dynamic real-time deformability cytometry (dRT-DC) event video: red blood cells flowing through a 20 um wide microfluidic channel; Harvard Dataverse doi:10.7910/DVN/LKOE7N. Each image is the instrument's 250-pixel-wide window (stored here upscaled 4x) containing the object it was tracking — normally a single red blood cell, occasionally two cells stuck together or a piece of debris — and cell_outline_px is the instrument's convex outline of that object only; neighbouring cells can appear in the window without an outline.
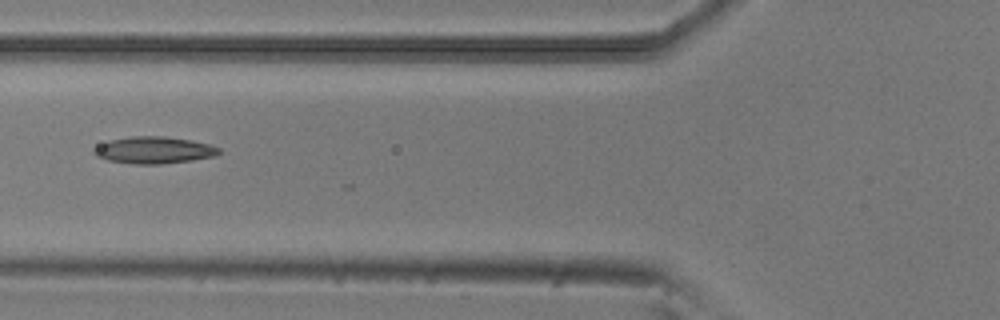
{"species": "common noctule bat (a hibernating species)", "species_latin": "Nyctalus noctula", "temperature_condition": "room temperature", "stored_images_in_passage": 3, "camera_frame_rate_fps": 3000, "um_per_image_px": 0.085, "animal": {"sex": "male", "body_mass_g": 20.5, "forearm_length_mm": 52.5}, "frame": {"image": 1, "passage_image": 2, "time_ms": 0.333, "image_size_px": [1000, 320], "cell_outline_px": [[220, 152], [216, 156], [192, 160], [160, 164], [132, 164], [108, 160], [96, 156], [92, 152], [92, 148], [108, 140], [128, 136], [164, 136], [188, 140], [208, 144], [220, 148]], "centroid_in_image_um": [13.03, 12.76], "position_along_channel_um": 112.8, "area_um2": 19.65}}